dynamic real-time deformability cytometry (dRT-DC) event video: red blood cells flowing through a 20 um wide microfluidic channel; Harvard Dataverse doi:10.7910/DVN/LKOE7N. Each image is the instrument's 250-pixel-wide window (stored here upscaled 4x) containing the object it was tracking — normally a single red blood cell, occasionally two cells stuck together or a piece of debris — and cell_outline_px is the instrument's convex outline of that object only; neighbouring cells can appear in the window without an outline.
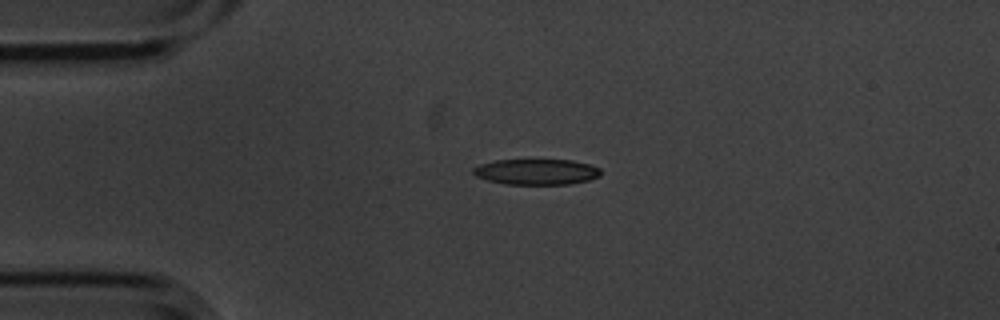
{"species": "common noctule bat (a hibernating species)", "species_latin": "Nyctalus noctula", "temperature_condition": "cold", "stored_images_in_passage": 3, "camera_frame_rate_fps": 3000, "um_per_image_px": 0.085, "animal": {"sex": "male", "body_mass_g": 20.1, "forearm_length_mm": 53.5}, "frame": {"image": 1, "passage_image": 1, "time_ms": 0.0, "image_size_px": [1000, 320], "cell_outline_px": [[600, 176], [588, 180], [572, 184], [504, 184], [488, 180], [476, 176], [472, 172], [472, 168], [480, 164], [496, 160], [572, 160], [588, 164], [600, 168]], "centroid_in_image_um": [45.59, 14.6], "position_along_channel_um": 39.4, "area_um2": 19.07}}
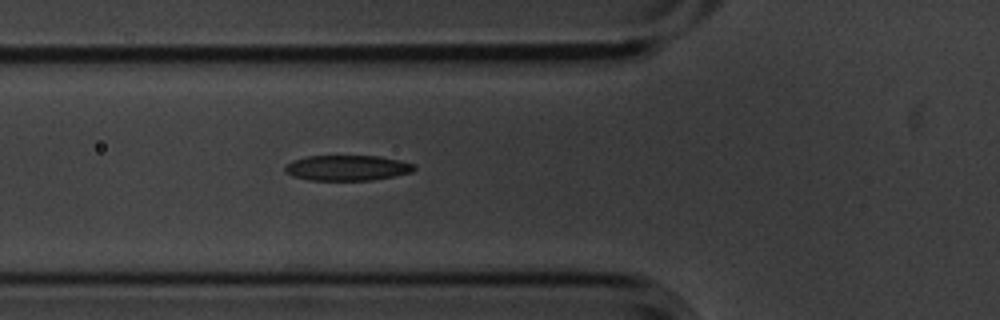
{"frame": {"image": 2, "passage_image": 3, "time_ms": 0.667, "image_size_px": [1000, 320], "cell_outline_px": [[416, 168], [412, 172], [372, 180], [308, 180], [292, 176], [284, 172], [284, 168], [292, 160], [308, 156], [380, 156], [400, 160], [416, 164]], "centroid_in_image_um": [29.51, 14.27], "position_along_channel_um": 96.3, "area_um2": 19.19}}